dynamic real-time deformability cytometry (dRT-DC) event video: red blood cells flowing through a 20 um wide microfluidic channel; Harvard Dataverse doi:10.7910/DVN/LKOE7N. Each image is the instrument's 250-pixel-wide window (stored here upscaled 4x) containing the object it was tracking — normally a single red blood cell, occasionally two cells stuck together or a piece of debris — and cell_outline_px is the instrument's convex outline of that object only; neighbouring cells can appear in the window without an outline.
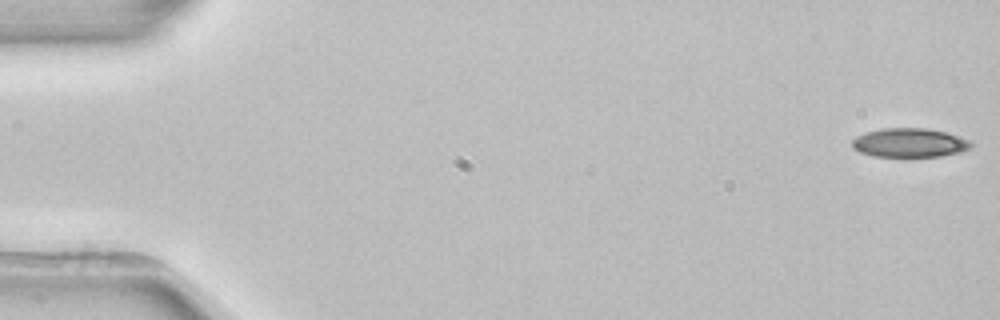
{"species": "common noctule bat (a hibernating species)", "species_latin": "Nyctalus noctula", "temperature_condition": "room temperature", "stored_images_in_passage": 4, "camera_frame_rate_fps": 3000, "um_per_image_px": 0.085, "animal": {"sex": "female", "body_mass_g": 22.7, "forearm_length_mm": 54.2}, "frame": {"image": 1, "passage_image": 1, "time_ms": 0.0, "image_size_px": [1000, 320], "cell_outline_px": [[972, 144], [968, 148], [960, 152], [940, 156], [872, 156], [860, 152], [852, 148], [852, 140], [856, 136], [864, 132], [884, 128], [928, 128], [944, 132], [968, 140]], "centroid_in_image_um": [77.24, 12.13], "position_along_channel_um": 7.8, "area_um2": 19.88}}
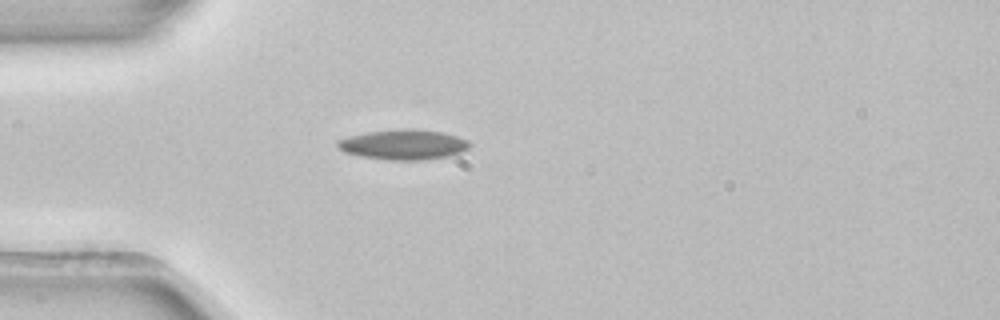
{"frame": {"image": 2, "passage_image": 4, "time_ms": 1.0, "image_size_px": [1000, 320], "cell_outline_px": [[472, 144], [468, 148], [460, 152], [448, 156], [424, 160], [388, 160], [360, 156], [344, 152], [336, 144], [336, 140], [348, 136], [368, 132], [404, 128], [416, 128], [444, 132], [468, 140]], "centroid_in_image_um": [34.3, 12.28], "position_along_channel_um": 50.7, "area_um2": 23.35}}